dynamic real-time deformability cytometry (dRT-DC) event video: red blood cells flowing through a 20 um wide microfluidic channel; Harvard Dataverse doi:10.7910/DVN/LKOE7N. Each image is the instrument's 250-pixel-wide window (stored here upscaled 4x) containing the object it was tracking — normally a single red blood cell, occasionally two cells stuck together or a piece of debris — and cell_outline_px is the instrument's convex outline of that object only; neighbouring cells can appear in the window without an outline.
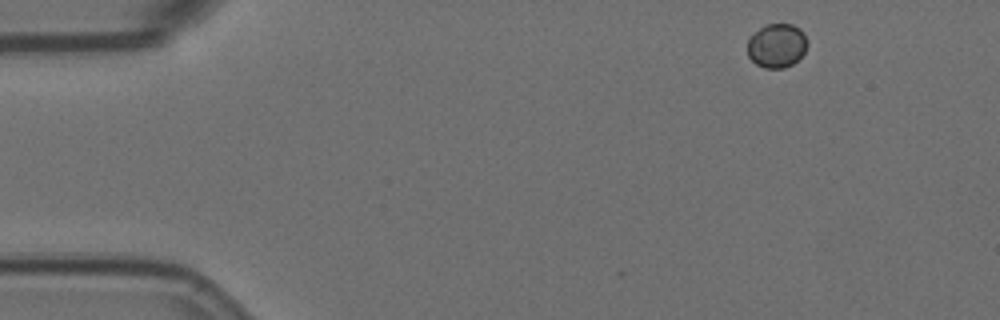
{"species": "Egyptian fruit bat (a non-hibernating species)", "species_latin": "Rousettus aegyptiacus", "temperature_condition": "room temperature", "stored_images_in_passage": 4, "camera_frame_rate_fps": 3000, "um_per_image_px": 0.085, "animal": {"sex": "female"}, "frame": {"image": 1, "passage_image": 1, "time_ms": 0.0, "image_size_px": [1000, 320], "cell_outline_px": [[808, 44], [804, 52], [792, 64], [784, 68], [764, 68], [756, 64], [748, 56], [748, 40], [760, 28], [768, 24], [792, 24], [800, 28], [804, 32]], "centroid_in_image_um": [66.04, 3.88], "position_along_channel_um": 19.0, "area_um2": 15.26}}
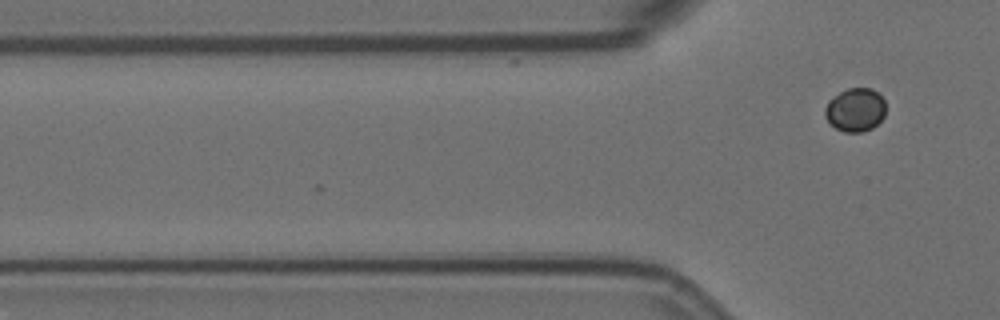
{"frame": {"image": 2, "passage_image": 4, "time_ms": 1.0, "image_size_px": [1000, 320], "cell_outline_px": [[884, 116], [872, 128], [860, 132], [844, 132], [836, 128], [824, 116], [824, 108], [828, 100], [832, 96], [848, 88], [872, 88], [884, 100]], "centroid_in_image_um": [72.67, 9.32], "position_along_channel_um": 53.1, "area_um2": 15.32}}